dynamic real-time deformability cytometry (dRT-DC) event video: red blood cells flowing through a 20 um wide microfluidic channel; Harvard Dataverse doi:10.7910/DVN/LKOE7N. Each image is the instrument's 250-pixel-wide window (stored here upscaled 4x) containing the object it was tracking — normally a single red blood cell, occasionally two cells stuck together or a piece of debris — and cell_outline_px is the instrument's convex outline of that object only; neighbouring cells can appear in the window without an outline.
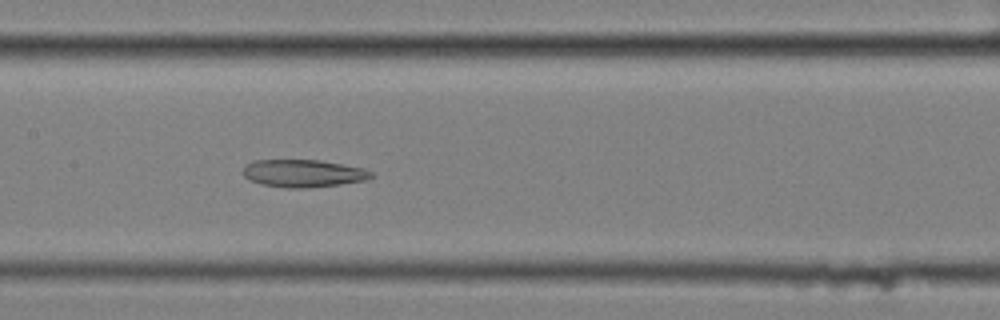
{"species": "common noctule bat (a hibernating species)", "species_latin": "Nyctalus noctula", "temperature_condition": "cold", "stored_images_in_passage": 8, "camera_frame_rate_fps": 3000, "um_per_image_px": 0.085, "animal": {"sex": "female", "body_mass_g": 25.1}, "frame": {"image": 1, "passage_image": 8, "time_ms": 2.333, "image_size_px": [1000, 320], "cell_outline_px": [[372, 176], [368, 180], [340, 184], [304, 188], [288, 188], [264, 184], [248, 180], [240, 172], [252, 160], [320, 160], [364, 168], [372, 172]], "centroid_in_image_um": [25.77, 14.73], "position_along_channel_um": 181.6, "area_um2": 20.58}}